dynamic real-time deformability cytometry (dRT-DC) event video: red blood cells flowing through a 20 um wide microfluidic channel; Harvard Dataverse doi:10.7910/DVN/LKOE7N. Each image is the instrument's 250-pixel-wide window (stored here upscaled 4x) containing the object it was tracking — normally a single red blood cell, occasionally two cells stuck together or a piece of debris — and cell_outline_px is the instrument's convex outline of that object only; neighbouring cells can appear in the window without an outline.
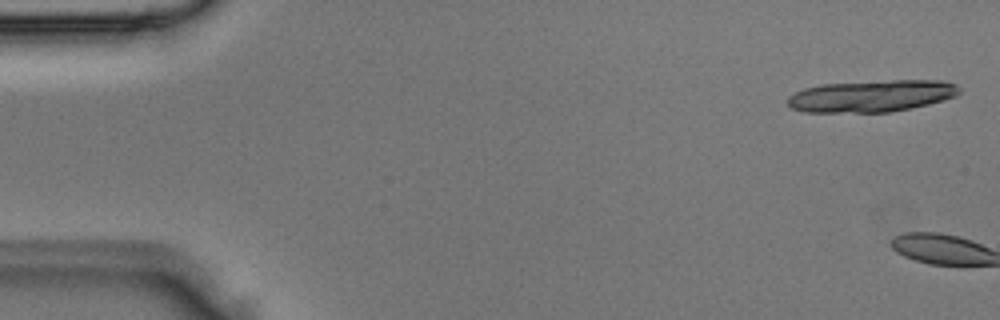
{"species": "Egyptian fruit bat (a non-hibernating species)", "species_latin": "Rousettus aegyptiacus", "temperature_condition": "room temperature", "stored_images_in_passage": 5, "camera_frame_rate_fps": 3000, "um_per_image_px": 0.085, "animal": {"sex": "male"}, "frame": {"image": 1, "passage_image": 1, "time_ms": 0.0, "image_size_px": [1000, 320], "cell_outline_px": [[960, 92], [956, 96], [944, 100], [912, 108], [888, 112], [804, 112], [792, 108], [788, 104], [788, 96], [804, 88], [820, 84], [892, 80], [944, 80], [956, 84], [960, 88]], "centroid_in_image_um": [74.11, 8.15], "position_along_channel_um": 10.9, "area_um2": 32.02}}
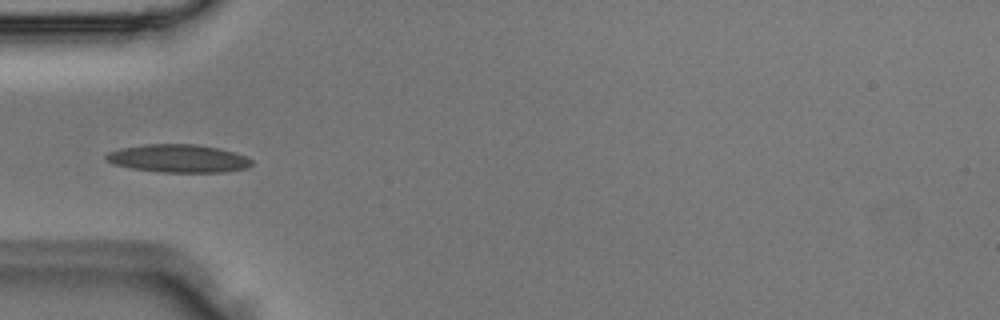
{"frame": {"image": 2, "passage_image": 5, "time_ms": 1.333, "image_size_px": [1000, 320], "cell_outline_px": [[252, 164], [248, 168], [224, 172], [160, 172], [132, 168], [112, 164], [104, 156], [108, 152], [120, 148], [144, 144], [196, 144], [220, 148], [244, 156], [252, 160]], "centroid_in_image_um": [15.15, 13.47], "position_along_channel_um": 69.9, "area_um2": 23.76}}